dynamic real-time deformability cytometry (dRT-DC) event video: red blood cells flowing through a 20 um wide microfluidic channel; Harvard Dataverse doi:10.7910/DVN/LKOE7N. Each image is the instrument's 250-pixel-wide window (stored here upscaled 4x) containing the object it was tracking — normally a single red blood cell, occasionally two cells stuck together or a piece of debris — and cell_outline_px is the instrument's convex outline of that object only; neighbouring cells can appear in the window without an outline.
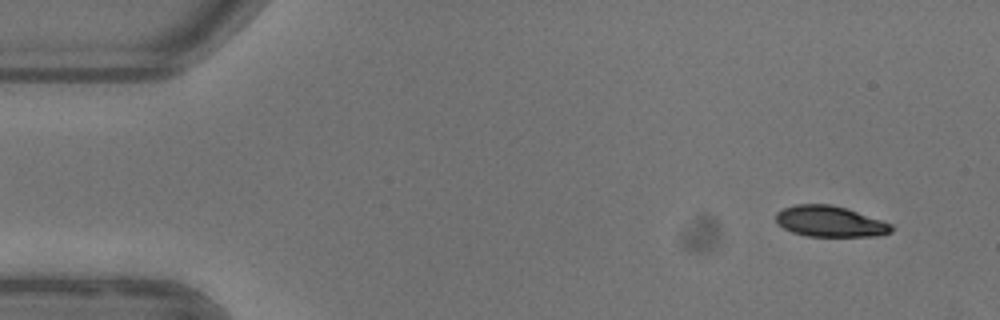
{"species": "common noctule bat (a hibernating species)", "species_latin": "Nyctalus noctula", "temperature_condition": "warm", "stored_images_in_passage": 50, "camera_frame_rate_fps": 3000, "um_per_image_px": 0.085, "animal": {"sex": "female"}, "frame": {"image": 1, "passage_image": 1, "time_ms": 0.0, "image_size_px": [1000, 320], "cell_outline_px": [[896, 228], [892, 232], [880, 236], [808, 236], [792, 232], [776, 224], [776, 212], [784, 208], [796, 204], [828, 204], [844, 208], [892, 224]], "centroid_in_image_um": [70.54, 18.83], "position_along_channel_um": 14.5, "area_um2": 20.69}}
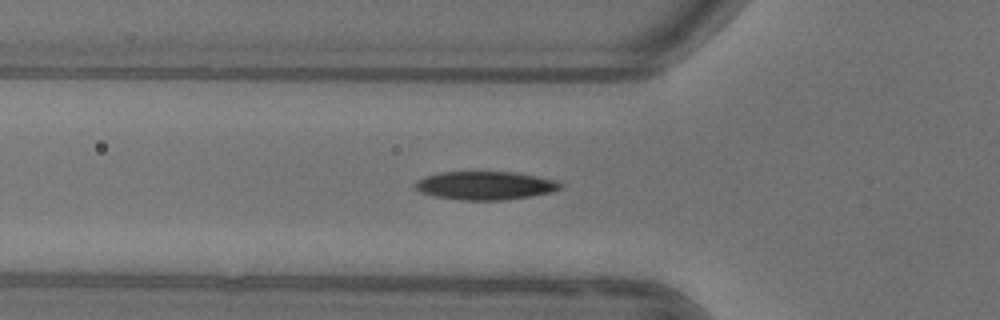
{"frame": {"image": 2, "passage_image": 15, "time_ms": 4.667, "image_size_px": [1000, 320], "cell_outline_px": [[560, 188], [552, 192], [504, 200], [464, 200], [436, 196], [420, 192], [416, 188], [416, 180], [424, 176], [440, 172], [516, 172], [556, 180], [560, 184]], "centroid_in_image_um": [41.22, 15.76], "position_along_channel_um": 84.6, "area_um2": 23.76}}
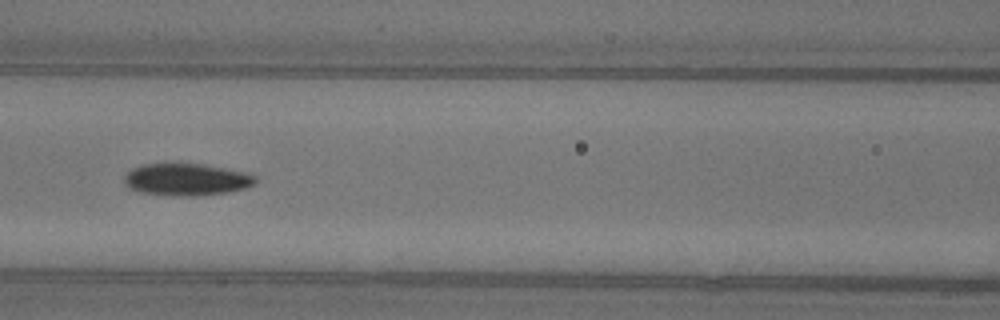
{"frame": {"image": 3, "passage_image": 20, "time_ms": 6.333, "image_size_px": [1000, 320], "cell_outline_px": [[256, 184], [244, 188], [228, 192], [200, 196], [172, 196], [144, 192], [128, 188], [124, 184], [124, 176], [132, 168], [140, 164], [172, 160], [204, 164], [244, 172], [256, 176]], "centroid_in_image_um": [15.8, 15.21], "position_along_channel_um": 150.8, "area_um2": 25.49}, "authors_computed_cell_mechanics": {"area_um2": 23.2356, "velocity_mm_per_s": 3.9126, "shape_relaxation_time_tau1_ms": 3.1199, "shape_relaxation_time_tau2_ms": null, "deformation_change_tau1": 0.1422, "deformation_change_tau2": null}}